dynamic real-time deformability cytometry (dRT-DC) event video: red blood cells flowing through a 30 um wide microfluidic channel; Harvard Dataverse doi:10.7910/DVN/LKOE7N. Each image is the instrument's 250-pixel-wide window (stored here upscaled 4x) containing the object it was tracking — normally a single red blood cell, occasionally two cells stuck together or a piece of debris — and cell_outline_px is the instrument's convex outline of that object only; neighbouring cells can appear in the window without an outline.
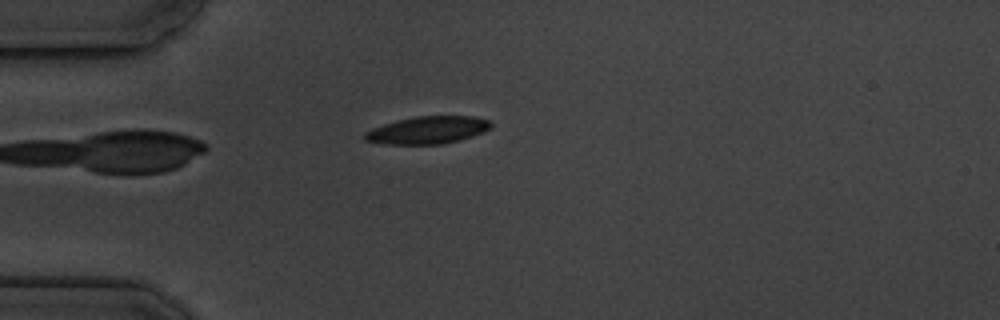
{"species": "common noctule bat (a hibernating species)", "species_latin": "Nyctalus noctula", "temperature_condition": "cold", "stored_images_in_passage": 3, "camera_frame_rate_fps": 3000, "um_per_image_px": 0.085, "animal": {"sex": "male", "body_mass_g": 19.5, "forearm_length_mm": 54.6}, "frame": {"image": 1, "passage_image": 3, "time_ms": 2.333, "image_size_px": [1000, 320], "cell_outline_px": [[492, 128], [484, 132], [460, 140], [444, 144], [384, 144], [364, 140], [364, 132], [372, 128], [384, 124], [416, 116], [476, 116], [488, 120], [492, 124]], "centroid_in_image_um": [36.38, 11.06], "position_along_channel_um": 48.6, "area_um2": 20.23}}